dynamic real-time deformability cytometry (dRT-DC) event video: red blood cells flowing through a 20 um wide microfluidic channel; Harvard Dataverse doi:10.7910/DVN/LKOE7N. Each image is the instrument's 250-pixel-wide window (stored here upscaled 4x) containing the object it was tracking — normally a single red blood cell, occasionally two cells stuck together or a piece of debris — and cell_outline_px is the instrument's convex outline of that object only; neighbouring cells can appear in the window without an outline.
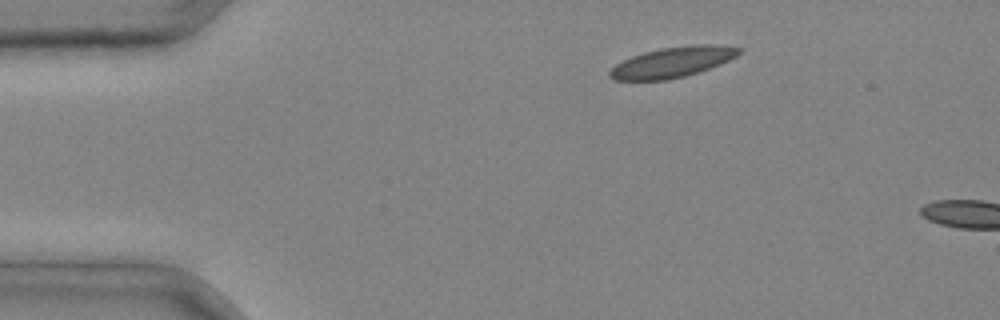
{"species": "common noctule bat (a hibernating species)", "species_latin": "Nyctalus noctula", "temperature_condition": "cold", "stored_images_in_passage": 2, "camera_frame_rate_fps": 3000, "um_per_image_px": 0.085, "animal": {"sex": "male", "body_mass_g": 20.4}, "frame": {"image": 1, "passage_image": 1, "time_ms": 0.0, "image_size_px": [1000, 320], "cell_outline_px": [[744, 52], [720, 64], [684, 76], [668, 80], [612, 80], [608, 76], [608, 72], [616, 64], [632, 56], [644, 52], [664, 48], [692, 44], [720, 44], [744, 48]], "centroid_in_image_um": [57.2, 5.27], "position_along_channel_um": 27.8, "area_um2": 22.95}}